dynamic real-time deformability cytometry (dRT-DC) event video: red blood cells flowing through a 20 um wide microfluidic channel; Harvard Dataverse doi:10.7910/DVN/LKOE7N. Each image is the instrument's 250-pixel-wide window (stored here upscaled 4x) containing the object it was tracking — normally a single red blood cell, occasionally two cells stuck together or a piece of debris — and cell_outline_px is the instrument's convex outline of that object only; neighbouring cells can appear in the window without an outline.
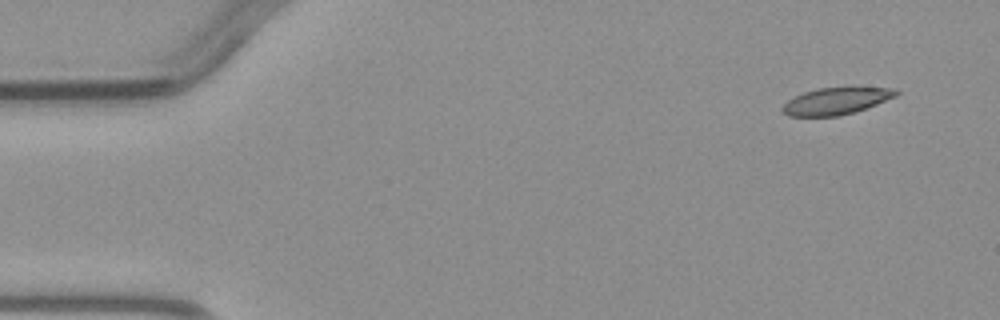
{"species": "common noctule bat (a hibernating species)", "species_latin": "Nyctalus noctula", "temperature_condition": "warm", "stored_images_in_passage": 4, "camera_frame_rate_fps": 3000, "um_per_image_px": 0.085, "animal": {"sex": "male", "body_mass_g": 23.1, "forearm_length_mm": 52.7}, "frame": {"image": 1, "passage_image": 1, "time_ms": 0.0, "image_size_px": [1000, 320], "cell_outline_px": [[900, 92], [896, 96], [868, 108], [856, 112], [840, 116], [788, 116], [780, 112], [780, 108], [788, 100], [804, 92], [816, 88], [852, 84], [896, 88]], "centroid_in_image_um": [71.15, 8.53], "position_along_channel_um": 13.9, "area_um2": 19.02}}
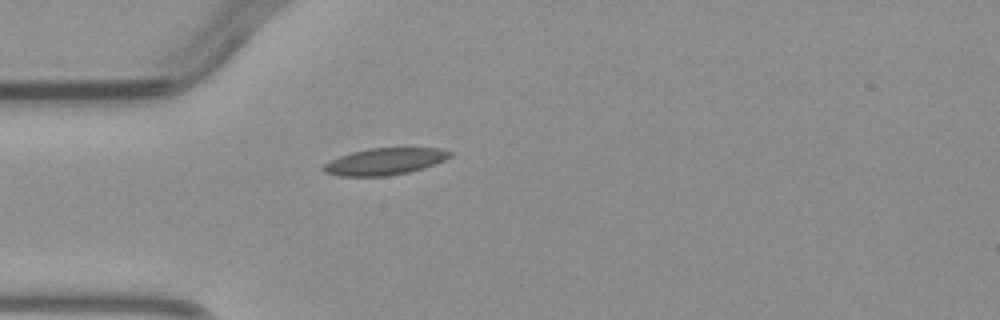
{"frame": {"image": 2, "passage_image": 4, "time_ms": 3.333, "image_size_px": [1000, 320], "cell_outline_px": [[452, 156], [444, 160], [424, 168], [408, 172], [388, 176], [340, 176], [324, 172], [320, 168], [324, 164], [340, 156], [352, 152], [372, 148], [440, 148], [452, 152]], "centroid_in_image_um": [32.71, 13.73], "position_along_channel_um": 52.3, "area_um2": 19.65}}